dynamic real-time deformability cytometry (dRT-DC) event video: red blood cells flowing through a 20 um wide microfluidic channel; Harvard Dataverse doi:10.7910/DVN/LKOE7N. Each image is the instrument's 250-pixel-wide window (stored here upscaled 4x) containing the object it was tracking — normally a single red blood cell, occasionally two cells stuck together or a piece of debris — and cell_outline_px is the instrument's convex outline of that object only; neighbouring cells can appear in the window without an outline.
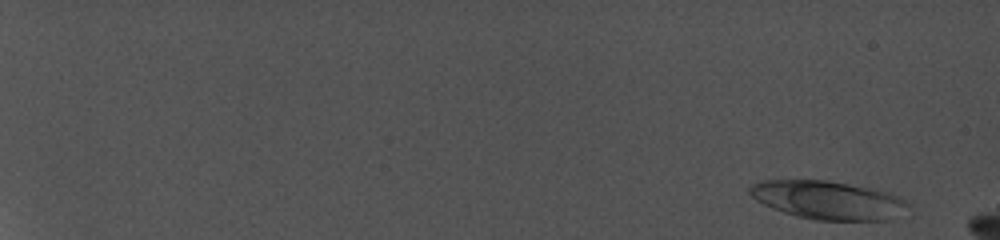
{"species": "common noctule bat (a hibernating species)", "species_latin": "Nyctalus noctula", "temperature_condition": "cold", "stored_images_in_passage": 14, "camera_frame_rate_fps": 5000, "um_per_image_px": 0.085, "animal": {"sex": "female", "body_mass_g": 19.0, "forearm_length_mm": 56.7}, "frame": {"image": 1, "passage_image": 4, "time_ms": 0.6, "image_size_px": [1000, 240], "cell_outline_px": [[912, 204], [892, 220], [816, 220], [796, 216], [772, 208], [756, 200], [748, 192], [748, 188], [752, 184], [764, 180], [828, 180], [892, 192], [900, 196]], "centroid_in_image_um": [70.42, 17.0], "position_along_channel_um": 14.6, "area_um2": 35.66}}